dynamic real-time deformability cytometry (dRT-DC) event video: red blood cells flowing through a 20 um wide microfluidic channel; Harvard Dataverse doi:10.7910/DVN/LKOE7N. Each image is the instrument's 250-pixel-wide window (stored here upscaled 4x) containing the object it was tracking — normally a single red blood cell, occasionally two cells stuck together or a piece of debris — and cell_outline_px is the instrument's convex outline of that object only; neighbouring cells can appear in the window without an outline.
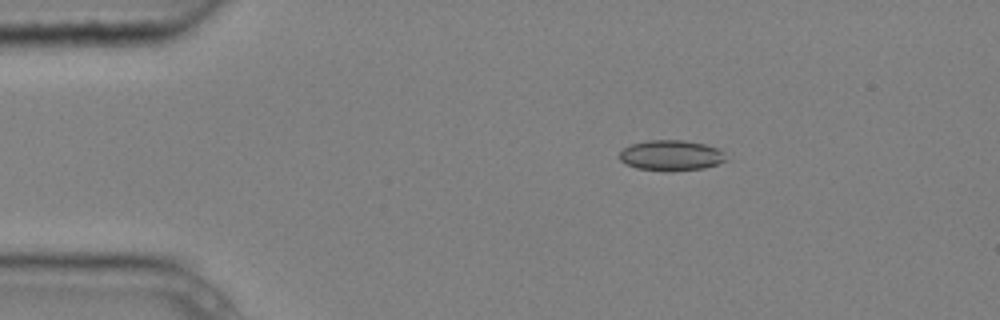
{"species": "common noctule bat (a hibernating species)", "species_latin": "Nyctalus noctula", "temperature_condition": "cold", "stored_images_in_passage": 4, "camera_frame_rate_fps": 3000, "um_per_image_px": 0.085, "animal": {"sex": "male", "body_mass_g": 20.4}, "frame": {"image": 1, "passage_image": 1, "time_ms": 0.0, "image_size_px": [1000, 320], "cell_outline_px": [[728, 160], [704, 168], [668, 172], [636, 168], [624, 164], [620, 160], [620, 152], [624, 148], [632, 144], [644, 140], [684, 140], [704, 144], [716, 148], [724, 152]], "centroid_in_image_um": [57.03, 13.22], "position_along_channel_um": 28.0, "area_um2": 19.13}}
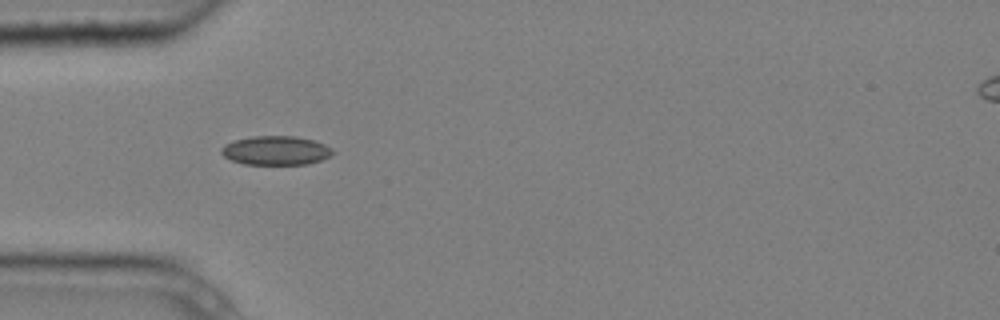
{"frame": {"image": 2, "passage_image": 3, "time_ms": 0.667, "image_size_px": [1000, 320], "cell_outline_px": [[336, 152], [320, 160], [308, 164], [244, 164], [232, 160], [224, 156], [220, 152], [220, 148], [224, 144], [232, 140], [252, 136], [296, 136], [316, 140], [332, 148]], "centroid_in_image_um": [23.44, 12.78], "position_along_channel_um": 61.6, "area_um2": 19.02}}
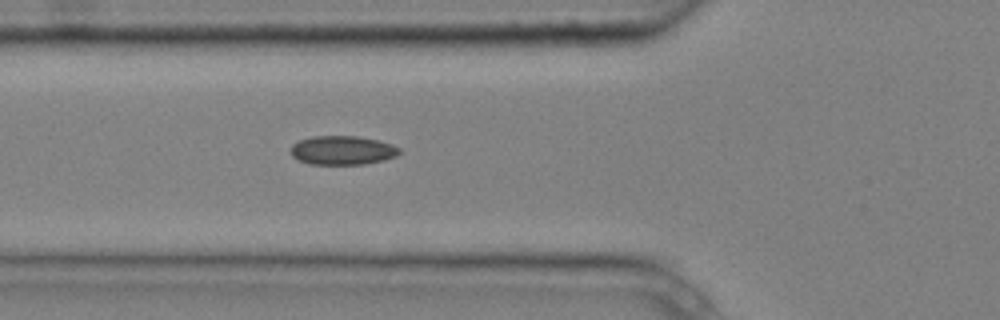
{"frame": {"image": 3, "passage_image": 4, "time_ms": 1.0, "image_size_px": [1000, 320], "cell_outline_px": [[400, 152], [396, 156], [384, 160], [364, 164], [312, 164], [300, 160], [292, 156], [292, 144], [300, 140], [312, 136], [360, 136], [380, 140], [392, 144], [400, 148]], "centroid_in_image_um": [29.15, 12.76], "position_along_channel_um": 96.6, "area_um2": 18.32}}